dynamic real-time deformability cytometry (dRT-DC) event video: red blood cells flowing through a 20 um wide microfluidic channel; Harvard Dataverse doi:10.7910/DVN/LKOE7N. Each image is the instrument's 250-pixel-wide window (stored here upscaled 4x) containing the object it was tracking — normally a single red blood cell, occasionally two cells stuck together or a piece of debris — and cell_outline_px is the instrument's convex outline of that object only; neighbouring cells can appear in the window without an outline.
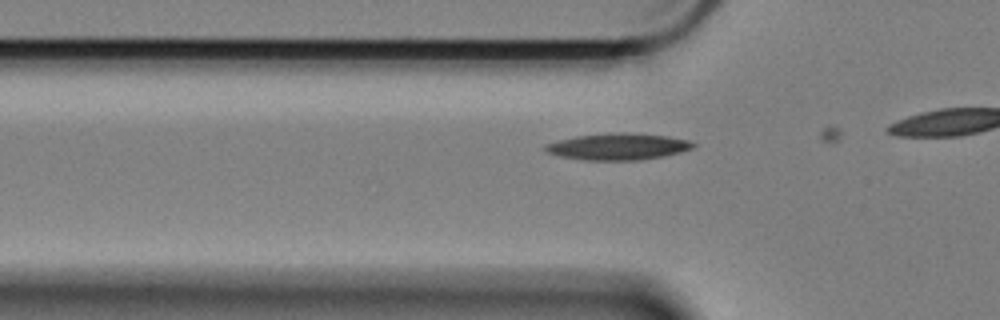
{"species": "Egyptian fruit bat (a non-hibernating species)", "species_latin": "Rousettus aegyptiacus", "temperature_condition": "cold", "stored_images_in_passage": 5, "camera_frame_rate_fps": 3000, "um_per_image_px": 0.085, "animal": {"sex": "female"}, "frame": {"image": 1, "passage_image": 3, "time_ms": 0.667, "image_size_px": [1000, 320], "cell_outline_px": [[696, 144], [692, 148], [680, 152], [664, 156], [640, 160], [584, 160], [560, 156], [544, 152], [544, 144], [576, 136], [616, 132], [620, 132], [668, 136], [688, 140]], "centroid_in_image_um": [52.5, 12.46], "position_along_channel_um": 73.3, "area_um2": 22.83}}